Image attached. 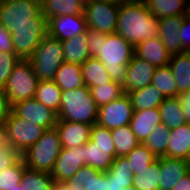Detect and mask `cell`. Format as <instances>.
Masks as SVG:
<instances>
[{
	"instance_id": "obj_28",
	"label": "cell",
	"mask_w": 190,
	"mask_h": 190,
	"mask_svg": "<svg viewBox=\"0 0 190 190\" xmlns=\"http://www.w3.org/2000/svg\"><path fill=\"white\" fill-rule=\"evenodd\" d=\"M169 66L177 83L178 95L190 90V52L171 55Z\"/></svg>"
},
{
	"instance_id": "obj_24",
	"label": "cell",
	"mask_w": 190,
	"mask_h": 190,
	"mask_svg": "<svg viewBox=\"0 0 190 190\" xmlns=\"http://www.w3.org/2000/svg\"><path fill=\"white\" fill-rule=\"evenodd\" d=\"M88 31L61 41L64 62L83 64L91 57L88 48Z\"/></svg>"
},
{
	"instance_id": "obj_23",
	"label": "cell",
	"mask_w": 190,
	"mask_h": 190,
	"mask_svg": "<svg viewBox=\"0 0 190 190\" xmlns=\"http://www.w3.org/2000/svg\"><path fill=\"white\" fill-rule=\"evenodd\" d=\"M169 144L165 157L184 159L190 150V123H185L169 133Z\"/></svg>"
},
{
	"instance_id": "obj_51",
	"label": "cell",
	"mask_w": 190,
	"mask_h": 190,
	"mask_svg": "<svg viewBox=\"0 0 190 190\" xmlns=\"http://www.w3.org/2000/svg\"><path fill=\"white\" fill-rule=\"evenodd\" d=\"M101 1L113 3L120 6L122 3L126 2L127 0H101Z\"/></svg>"
},
{
	"instance_id": "obj_41",
	"label": "cell",
	"mask_w": 190,
	"mask_h": 190,
	"mask_svg": "<svg viewBox=\"0 0 190 190\" xmlns=\"http://www.w3.org/2000/svg\"><path fill=\"white\" fill-rule=\"evenodd\" d=\"M128 159L123 157H115L114 161L107 171L108 180L133 181L134 173L130 171Z\"/></svg>"
},
{
	"instance_id": "obj_50",
	"label": "cell",
	"mask_w": 190,
	"mask_h": 190,
	"mask_svg": "<svg viewBox=\"0 0 190 190\" xmlns=\"http://www.w3.org/2000/svg\"><path fill=\"white\" fill-rule=\"evenodd\" d=\"M5 130H4V126H0V145H2L3 143H5Z\"/></svg>"
},
{
	"instance_id": "obj_58",
	"label": "cell",
	"mask_w": 190,
	"mask_h": 190,
	"mask_svg": "<svg viewBox=\"0 0 190 190\" xmlns=\"http://www.w3.org/2000/svg\"><path fill=\"white\" fill-rule=\"evenodd\" d=\"M127 1H143V0H127Z\"/></svg>"
},
{
	"instance_id": "obj_30",
	"label": "cell",
	"mask_w": 190,
	"mask_h": 190,
	"mask_svg": "<svg viewBox=\"0 0 190 190\" xmlns=\"http://www.w3.org/2000/svg\"><path fill=\"white\" fill-rule=\"evenodd\" d=\"M82 77L87 87L107 84L112 81L103 63L96 57H90L81 64Z\"/></svg>"
},
{
	"instance_id": "obj_54",
	"label": "cell",
	"mask_w": 190,
	"mask_h": 190,
	"mask_svg": "<svg viewBox=\"0 0 190 190\" xmlns=\"http://www.w3.org/2000/svg\"><path fill=\"white\" fill-rule=\"evenodd\" d=\"M93 1H95V0H81V2H82L84 5H86V4L90 3V2H93Z\"/></svg>"
},
{
	"instance_id": "obj_17",
	"label": "cell",
	"mask_w": 190,
	"mask_h": 190,
	"mask_svg": "<svg viewBox=\"0 0 190 190\" xmlns=\"http://www.w3.org/2000/svg\"><path fill=\"white\" fill-rule=\"evenodd\" d=\"M63 185L71 190H107V172L85 165Z\"/></svg>"
},
{
	"instance_id": "obj_16",
	"label": "cell",
	"mask_w": 190,
	"mask_h": 190,
	"mask_svg": "<svg viewBox=\"0 0 190 190\" xmlns=\"http://www.w3.org/2000/svg\"><path fill=\"white\" fill-rule=\"evenodd\" d=\"M156 67L135 54L127 65L123 88L125 93L142 89L151 84Z\"/></svg>"
},
{
	"instance_id": "obj_44",
	"label": "cell",
	"mask_w": 190,
	"mask_h": 190,
	"mask_svg": "<svg viewBox=\"0 0 190 190\" xmlns=\"http://www.w3.org/2000/svg\"><path fill=\"white\" fill-rule=\"evenodd\" d=\"M178 37L183 48L190 52V18L184 15L182 26L179 29Z\"/></svg>"
},
{
	"instance_id": "obj_56",
	"label": "cell",
	"mask_w": 190,
	"mask_h": 190,
	"mask_svg": "<svg viewBox=\"0 0 190 190\" xmlns=\"http://www.w3.org/2000/svg\"><path fill=\"white\" fill-rule=\"evenodd\" d=\"M186 161H187V163H188L189 166H190V150H189L188 155H187V157H186Z\"/></svg>"
},
{
	"instance_id": "obj_43",
	"label": "cell",
	"mask_w": 190,
	"mask_h": 190,
	"mask_svg": "<svg viewBox=\"0 0 190 190\" xmlns=\"http://www.w3.org/2000/svg\"><path fill=\"white\" fill-rule=\"evenodd\" d=\"M22 158V154L8 142L0 145V171L15 165Z\"/></svg>"
},
{
	"instance_id": "obj_40",
	"label": "cell",
	"mask_w": 190,
	"mask_h": 190,
	"mask_svg": "<svg viewBox=\"0 0 190 190\" xmlns=\"http://www.w3.org/2000/svg\"><path fill=\"white\" fill-rule=\"evenodd\" d=\"M26 165L21 158L15 165L0 171V190H11L22 182Z\"/></svg>"
},
{
	"instance_id": "obj_4",
	"label": "cell",
	"mask_w": 190,
	"mask_h": 190,
	"mask_svg": "<svg viewBox=\"0 0 190 190\" xmlns=\"http://www.w3.org/2000/svg\"><path fill=\"white\" fill-rule=\"evenodd\" d=\"M61 150L59 133L54 127L46 129L41 138L22 154V158L26 167L51 173Z\"/></svg>"
},
{
	"instance_id": "obj_21",
	"label": "cell",
	"mask_w": 190,
	"mask_h": 190,
	"mask_svg": "<svg viewBox=\"0 0 190 190\" xmlns=\"http://www.w3.org/2000/svg\"><path fill=\"white\" fill-rule=\"evenodd\" d=\"M160 123H162V117L159 108H151L134 111L129 125L137 140L143 143Z\"/></svg>"
},
{
	"instance_id": "obj_10",
	"label": "cell",
	"mask_w": 190,
	"mask_h": 190,
	"mask_svg": "<svg viewBox=\"0 0 190 190\" xmlns=\"http://www.w3.org/2000/svg\"><path fill=\"white\" fill-rule=\"evenodd\" d=\"M119 5L95 0L84 5L88 29L104 34H113L117 28Z\"/></svg>"
},
{
	"instance_id": "obj_52",
	"label": "cell",
	"mask_w": 190,
	"mask_h": 190,
	"mask_svg": "<svg viewBox=\"0 0 190 190\" xmlns=\"http://www.w3.org/2000/svg\"><path fill=\"white\" fill-rule=\"evenodd\" d=\"M54 190H71L66 188L63 184H56Z\"/></svg>"
},
{
	"instance_id": "obj_13",
	"label": "cell",
	"mask_w": 190,
	"mask_h": 190,
	"mask_svg": "<svg viewBox=\"0 0 190 190\" xmlns=\"http://www.w3.org/2000/svg\"><path fill=\"white\" fill-rule=\"evenodd\" d=\"M86 144L74 148H62L51 172L56 184H63L85 166Z\"/></svg>"
},
{
	"instance_id": "obj_3",
	"label": "cell",
	"mask_w": 190,
	"mask_h": 190,
	"mask_svg": "<svg viewBox=\"0 0 190 190\" xmlns=\"http://www.w3.org/2000/svg\"><path fill=\"white\" fill-rule=\"evenodd\" d=\"M61 96L58 120L96 124L98 106L91 96L89 87L84 85L81 88L62 91Z\"/></svg>"
},
{
	"instance_id": "obj_7",
	"label": "cell",
	"mask_w": 190,
	"mask_h": 190,
	"mask_svg": "<svg viewBox=\"0 0 190 190\" xmlns=\"http://www.w3.org/2000/svg\"><path fill=\"white\" fill-rule=\"evenodd\" d=\"M116 157L110 129L92 125L90 140L86 143L85 165L107 172Z\"/></svg>"
},
{
	"instance_id": "obj_37",
	"label": "cell",
	"mask_w": 190,
	"mask_h": 190,
	"mask_svg": "<svg viewBox=\"0 0 190 190\" xmlns=\"http://www.w3.org/2000/svg\"><path fill=\"white\" fill-rule=\"evenodd\" d=\"M89 90L98 108L107 105L109 102L125 94L123 86L114 81L89 87Z\"/></svg>"
},
{
	"instance_id": "obj_5",
	"label": "cell",
	"mask_w": 190,
	"mask_h": 190,
	"mask_svg": "<svg viewBox=\"0 0 190 190\" xmlns=\"http://www.w3.org/2000/svg\"><path fill=\"white\" fill-rule=\"evenodd\" d=\"M0 23L4 26L48 25L41 0H0Z\"/></svg>"
},
{
	"instance_id": "obj_42",
	"label": "cell",
	"mask_w": 190,
	"mask_h": 190,
	"mask_svg": "<svg viewBox=\"0 0 190 190\" xmlns=\"http://www.w3.org/2000/svg\"><path fill=\"white\" fill-rule=\"evenodd\" d=\"M19 60L15 53L0 52V89L5 87L14 66Z\"/></svg>"
},
{
	"instance_id": "obj_20",
	"label": "cell",
	"mask_w": 190,
	"mask_h": 190,
	"mask_svg": "<svg viewBox=\"0 0 190 190\" xmlns=\"http://www.w3.org/2000/svg\"><path fill=\"white\" fill-rule=\"evenodd\" d=\"M190 166L184 159L160 157L159 190H171L189 173Z\"/></svg>"
},
{
	"instance_id": "obj_33",
	"label": "cell",
	"mask_w": 190,
	"mask_h": 190,
	"mask_svg": "<svg viewBox=\"0 0 190 190\" xmlns=\"http://www.w3.org/2000/svg\"><path fill=\"white\" fill-rule=\"evenodd\" d=\"M61 92L62 90L53 80L39 81L34 98L58 114L62 97Z\"/></svg>"
},
{
	"instance_id": "obj_31",
	"label": "cell",
	"mask_w": 190,
	"mask_h": 190,
	"mask_svg": "<svg viewBox=\"0 0 190 190\" xmlns=\"http://www.w3.org/2000/svg\"><path fill=\"white\" fill-rule=\"evenodd\" d=\"M158 108L162 117V124L166 125L170 130L186 123L178 97L165 98Z\"/></svg>"
},
{
	"instance_id": "obj_36",
	"label": "cell",
	"mask_w": 190,
	"mask_h": 190,
	"mask_svg": "<svg viewBox=\"0 0 190 190\" xmlns=\"http://www.w3.org/2000/svg\"><path fill=\"white\" fill-rule=\"evenodd\" d=\"M160 175V157H158L148 168L133 175V186L137 190H159Z\"/></svg>"
},
{
	"instance_id": "obj_55",
	"label": "cell",
	"mask_w": 190,
	"mask_h": 190,
	"mask_svg": "<svg viewBox=\"0 0 190 190\" xmlns=\"http://www.w3.org/2000/svg\"><path fill=\"white\" fill-rule=\"evenodd\" d=\"M123 190H137V189L132 185V186L124 188Z\"/></svg>"
},
{
	"instance_id": "obj_45",
	"label": "cell",
	"mask_w": 190,
	"mask_h": 190,
	"mask_svg": "<svg viewBox=\"0 0 190 190\" xmlns=\"http://www.w3.org/2000/svg\"><path fill=\"white\" fill-rule=\"evenodd\" d=\"M0 52L14 53L11 33L0 23Z\"/></svg>"
},
{
	"instance_id": "obj_57",
	"label": "cell",
	"mask_w": 190,
	"mask_h": 190,
	"mask_svg": "<svg viewBox=\"0 0 190 190\" xmlns=\"http://www.w3.org/2000/svg\"><path fill=\"white\" fill-rule=\"evenodd\" d=\"M11 190H23V189L21 188V186H20V184H19L18 187H15V188H13V189H11Z\"/></svg>"
},
{
	"instance_id": "obj_9",
	"label": "cell",
	"mask_w": 190,
	"mask_h": 190,
	"mask_svg": "<svg viewBox=\"0 0 190 190\" xmlns=\"http://www.w3.org/2000/svg\"><path fill=\"white\" fill-rule=\"evenodd\" d=\"M5 141L21 154L34 145L43 135L45 128L18 117L12 110L5 118Z\"/></svg>"
},
{
	"instance_id": "obj_39",
	"label": "cell",
	"mask_w": 190,
	"mask_h": 190,
	"mask_svg": "<svg viewBox=\"0 0 190 190\" xmlns=\"http://www.w3.org/2000/svg\"><path fill=\"white\" fill-rule=\"evenodd\" d=\"M125 157L128 159L130 171L134 175L138 174V171L148 168L158 158L143 143H140Z\"/></svg>"
},
{
	"instance_id": "obj_32",
	"label": "cell",
	"mask_w": 190,
	"mask_h": 190,
	"mask_svg": "<svg viewBox=\"0 0 190 190\" xmlns=\"http://www.w3.org/2000/svg\"><path fill=\"white\" fill-rule=\"evenodd\" d=\"M20 186L23 190H54L56 183L51 173L25 167Z\"/></svg>"
},
{
	"instance_id": "obj_2",
	"label": "cell",
	"mask_w": 190,
	"mask_h": 190,
	"mask_svg": "<svg viewBox=\"0 0 190 190\" xmlns=\"http://www.w3.org/2000/svg\"><path fill=\"white\" fill-rule=\"evenodd\" d=\"M115 33L135 47L158 36V19L148 11L143 1H126L120 5Z\"/></svg>"
},
{
	"instance_id": "obj_49",
	"label": "cell",
	"mask_w": 190,
	"mask_h": 190,
	"mask_svg": "<svg viewBox=\"0 0 190 190\" xmlns=\"http://www.w3.org/2000/svg\"><path fill=\"white\" fill-rule=\"evenodd\" d=\"M171 190H190V172L185 175Z\"/></svg>"
},
{
	"instance_id": "obj_46",
	"label": "cell",
	"mask_w": 190,
	"mask_h": 190,
	"mask_svg": "<svg viewBox=\"0 0 190 190\" xmlns=\"http://www.w3.org/2000/svg\"><path fill=\"white\" fill-rule=\"evenodd\" d=\"M11 110V106L8 104L7 97L3 91L0 89V126H4L5 118Z\"/></svg>"
},
{
	"instance_id": "obj_27",
	"label": "cell",
	"mask_w": 190,
	"mask_h": 190,
	"mask_svg": "<svg viewBox=\"0 0 190 190\" xmlns=\"http://www.w3.org/2000/svg\"><path fill=\"white\" fill-rule=\"evenodd\" d=\"M127 94L131 99L134 111L158 108L165 99L162 93L151 84Z\"/></svg>"
},
{
	"instance_id": "obj_6",
	"label": "cell",
	"mask_w": 190,
	"mask_h": 190,
	"mask_svg": "<svg viewBox=\"0 0 190 190\" xmlns=\"http://www.w3.org/2000/svg\"><path fill=\"white\" fill-rule=\"evenodd\" d=\"M28 60L39 81L53 80L55 73L64 62L61 40L47 34Z\"/></svg>"
},
{
	"instance_id": "obj_14",
	"label": "cell",
	"mask_w": 190,
	"mask_h": 190,
	"mask_svg": "<svg viewBox=\"0 0 190 190\" xmlns=\"http://www.w3.org/2000/svg\"><path fill=\"white\" fill-rule=\"evenodd\" d=\"M11 110L18 117L45 129L54 128L58 121L57 113L35 98L16 102L11 106Z\"/></svg>"
},
{
	"instance_id": "obj_25",
	"label": "cell",
	"mask_w": 190,
	"mask_h": 190,
	"mask_svg": "<svg viewBox=\"0 0 190 190\" xmlns=\"http://www.w3.org/2000/svg\"><path fill=\"white\" fill-rule=\"evenodd\" d=\"M53 81L62 91L84 86L81 64L63 62L55 73Z\"/></svg>"
},
{
	"instance_id": "obj_1",
	"label": "cell",
	"mask_w": 190,
	"mask_h": 190,
	"mask_svg": "<svg viewBox=\"0 0 190 190\" xmlns=\"http://www.w3.org/2000/svg\"><path fill=\"white\" fill-rule=\"evenodd\" d=\"M87 39L91 57H96L103 63L112 81L123 85L135 47L118 33L107 35L88 29Z\"/></svg>"
},
{
	"instance_id": "obj_47",
	"label": "cell",
	"mask_w": 190,
	"mask_h": 190,
	"mask_svg": "<svg viewBox=\"0 0 190 190\" xmlns=\"http://www.w3.org/2000/svg\"><path fill=\"white\" fill-rule=\"evenodd\" d=\"M180 99L184 117L187 123H190V90L178 95Z\"/></svg>"
},
{
	"instance_id": "obj_22",
	"label": "cell",
	"mask_w": 190,
	"mask_h": 190,
	"mask_svg": "<svg viewBox=\"0 0 190 190\" xmlns=\"http://www.w3.org/2000/svg\"><path fill=\"white\" fill-rule=\"evenodd\" d=\"M135 55L148 61L155 67L169 65L171 58L159 36L137 44L135 46Z\"/></svg>"
},
{
	"instance_id": "obj_18",
	"label": "cell",
	"mask_w": 190,
	"mask_h": 190,
	"mask_svg": "<svg viewBox=\"0 0 190 190\" xmlns=\"http://www.w3.org/2000/svg\"><path fill=\"white\" fill-rule=\"evenodd\" d=\"M55 127L59 133L62 148H74L90 140L92 125L58 120Z\"/></svg>"
},
{
	"instance_id": "obj_26",
	"label": "cell",
	"mask_w": 190,
	"mask_h": 190,
	"mask_svg": "<svg viewBox=\"0 0 190 190\" xmlns=\"http://www.w3.org/2000/svg\"><path fill=\"white\" fill-rule=\"evenodd\" d=\"M41 8L48 20L54 16L84 15L81 0H41Z\"/></svg>"
},
{
	"instance_id": "obj_48",
	"label": "cell",
	"mask_w": 190,
	"mask_h": 190,
	"mask_svg": "<svg viewBox=\"0 0 190 190\" xmlns=\"http://www.w3.org/2000/svg\"><path fill=\"white\" fill-rule=\"evenodd\" d=\"M132 185L133 181L108 180L107 178V190H123Z\"/></svg>"
},
{
	"instance_id": "obj_53",
	"label": "cell",
	"mask_w": 190,
	"mask_h": 190,
	"mask_svg": "<svg viewBox=\"0 0 190 190\" xmlns=\"http://www.w3.org/2000/svg\"><path fill=\"white\" fill-rule=\"evenodd\" d=\"M186 16L190 18V0H187Z\"/></svg>"
},
{
	"instance_id": "obj_12",
	"label": "cell",
	"mask_w": 190,
	"mask_h": 190,
	"mask_svg": "<svg viewBox=\"0 0 190 190\" xmlns=\"http://www.w3.org/2000/svg\"><path fill=\"white\" fill-rule=\"evenodd\" d=\"M133 112L131 99L125 93L120 98L98 108L96 124L110 130L129 125Z\"/></svg>"
},
{
	"instance_id": "obj_11",
	"label": "cell",
	"mask_w": 190,
	"mask_h": 190,
	"mask_svg": "<svg viewBox=\"0 0 190 190\" xmlns=\"http://www.w3.org/2000/svg\"><path fill=\"white\" fill-rule=\"evenodd\" d=\"M11 33L14 53L19 59L28 60L48 34V25L5 26Z\"/></svg>"
},
{
	"instance_id": "obj_34",
	"label": "cell",
	"mask_w": 190,
	"mask_h": 190,
	"mask_svg": "<svg viewBox=\"0 0 190 190\" xmlns=\"http://www.w3.org/2000/svg\"><path fill=\"white\" fill-rule=\"evenodd\" d=\"M115 145L116 157L127 156L140 142L132 132L130 125L110 130Z\"/></svg>"
},
{
	"instance_id": "obj_15",
	"label": "cell",
	"mask_w": 190,
	"mask_h": 190,
	"mask_svg": "<svg viewBox=\"0 0 190 190\" xmlns=\"http://www.w3.org/2000/svg\"><path fill=\"white\" fill-rule=\"evenodd\" d=\"M88 31L84 15L54 16L48 20V34L59 40H68Z\"/></svg>"
},
{
	"instance_id": "obj_38",
	"label": "cell",
	"mask_w": 190,
	"mask_h": 190,
	"mask_svg": "<svg viewBox=\"0 0 190 190\" xmlns=\"http://www.w3.org/2000/svg\"><path fill=\"white\" fill-rule=\"evenodd\" d=\"M170 129L160 123L145 139L143 144L157 157L165 156L169 144Z\"/></svg>"
},
{
	"instance_id": "obj_8",
	"label": "cell",
	"mask_w": 190,
	"mask_h": 190,
	"mask_svg": "<svg viewBox=\"0 0 190 190\" xmlns=\"http://www.w3.org/2000/svg\"><path fill=\"white\" fill-rule=\"evenodd\" d=\"M38 82L30 61L20 59L3 88L8 104L12 106L18 101L33 99Z\"/></svg>"
},
{
	"instance_id": "obj_29",
	"label": "cell",
	"mask_w": 190,
	"mask_h": 190,
	"mask_svg": "<svg viewBox=\"0 0 190 190\" xmlns=\"http://www.w3.org/2000/svg\"><path fill=\"white\" fill-rule=\"evenodd\" d=\"M143 2L157 19L186 15L187 0H143Z\"/></svg>"
},
{
	"instance_id": "obj_19",
	"label": "cell",
	"mask_w": 190,
	"mask_h": 190,
	"mask_svg": "<svg viewBox=\"0 0 190 190\" xmlns=\"http://www.w3.org/2000/svg\"><path fill=\"white\" fill-rule=\"evenodd\" d=\"M184 16H170L158 19V36L170 55L187 52L179 40L178 33Z\"/></svg>"
},
{
	"instance_id": "obj_35",
	"label": "cell",
	"mask_w": 190,
	"mask_h": 190,
	"mask_svg": "<svg viewBox=\"0 0 190 190\" xmlns=\"http://www.w3.org/2000/svg\"><path fill=\"white\" fill-rule=\"evenodd\" d=\"M151 85L155 86L164 98L178 97V87L169 65L156 67Z\"/></svg>"
}]
</instances>
